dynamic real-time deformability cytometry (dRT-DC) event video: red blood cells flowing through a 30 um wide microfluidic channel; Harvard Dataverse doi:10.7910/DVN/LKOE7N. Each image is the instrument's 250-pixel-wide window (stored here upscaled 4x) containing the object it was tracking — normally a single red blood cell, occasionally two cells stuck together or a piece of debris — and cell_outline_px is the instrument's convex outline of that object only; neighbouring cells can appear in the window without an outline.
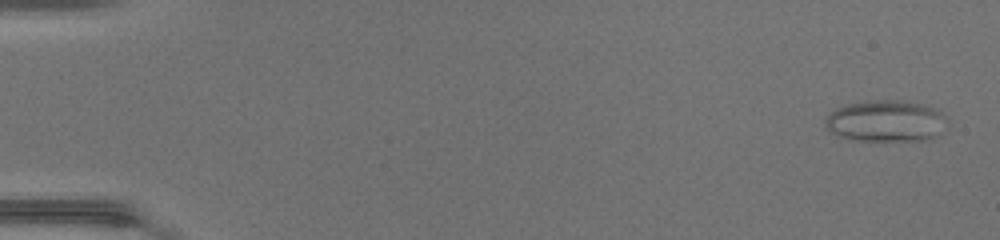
{"species": "common noctule bat (a hibernating species)", "species_latin": "Nyctalus noctula", "temperature_condition": "warm", "stored_images_in_passage": 48, "camera_frame_rate_fps": 3000, "um_per_image_px": 0.085, "animal": {"sex": "female", "body_mass_g": 17.0, "forearm_length_mm": 48.0}, "frame": {"image": 1, "passage_image": 2, "time_ms": 0.333, "image_size_px": [1000, 240], "cell_outline_px": [[944, 116], [936, 136], [928, 140], [856, 140], [840, 136], [832, 132], [824, 124], [824, 120], [836, 108], [848, 104], [872, 100], [896, 100], [920, 104], [936, 108]], "centroid_in_image_um": [75.23, 10.28], "position_along_channel_um": 9.8, "area_um2": 28.67}}
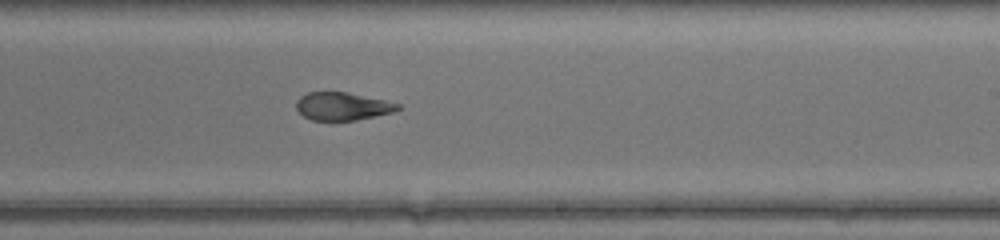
{"frame": {"image": 2, "passage_image": 30, "time_ms": 9.667, "image_size_px": [1000, 240], "cell_outline_px": [[400, 108], [392, 112], [356, 120], [312, 120], [304, 116], [296, 108], [296, 100], [300, 96], [308, 92], [348, 92], [384, 100], [400, 104]], "centroid_in_image_um": [29.08, 9.02], "position_along_channel_um": 259.9, "area_um2": 16.36}}
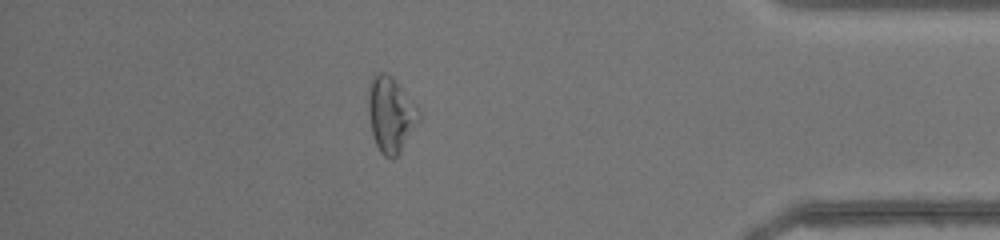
{"frame": {"image": 3, "passage_image": 42, "time_ms": 13.667, "image_size_px": [1000, 240], "cell_outline_px": [[420, 120], [400, 152], [392, 160], [384, 156], [380, 152], [372, 136], [368, 112], [368, 88], [372, 76], [376, 72], [384, 72], [392, 76], [416, 104], [420, 112]], "centroid_in_image_um": [33.2, 9.72], "position_along_channel_um": 402.0, "area_um2": 22.48}, "authors_computed_cell_mechanics": {"area_um2": 21.2415, "velocity_mm_per_s": 4.4301, "shape_relaxation_time_tau1_ms": null, "shape_relaxation_time_tau2_ms": 1.6094, "deformation_change_tau1": null, "deformation_change_tau2": 0.0909}}